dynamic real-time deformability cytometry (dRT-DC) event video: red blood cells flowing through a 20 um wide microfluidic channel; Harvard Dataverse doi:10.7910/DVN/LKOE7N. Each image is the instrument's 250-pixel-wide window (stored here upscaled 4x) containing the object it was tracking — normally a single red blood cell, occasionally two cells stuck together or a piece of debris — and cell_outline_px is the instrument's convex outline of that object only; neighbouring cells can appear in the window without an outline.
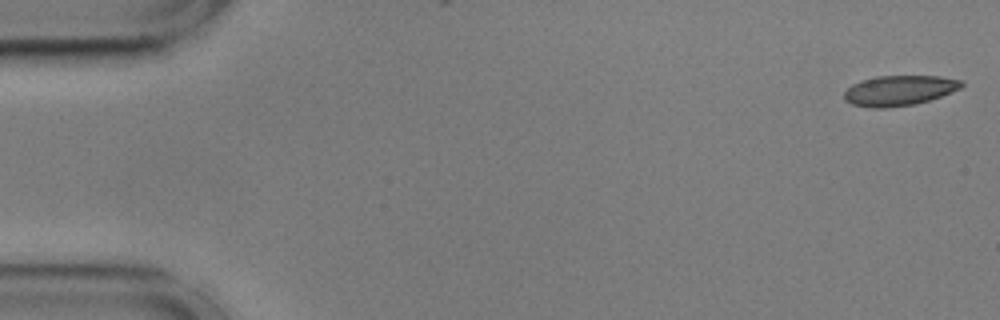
{"species": "common noctule bat (a hibernating species)", "species_latin": "Nyctalus noctula", "temperature_condition": "cold", "stored_images_in_passage": 6, "camera_frame_rate_fps": 3000, "um_per_image_px": 0.085, "animal": {"sex": "male", "body_mass_g": 17.9, "forearm_length_mm": 54.2}, "frame": {"image": 1, "passage_image": 1, "time_ms": 0.0, "image_size_px": [1000, 320], "cell_outline_px": [[964, 84], [960, 88], [952, 92], [916, 104], [884, 108], [872, 108], [852, 104], [844, 100], [844, 92], [852, 84], [860, 80], [876, 76], [940, 76], [964, 80]], "centroid_in_image_um": [76.43, 7.68], "position_along_channel_um": 8.6, "area_um2": 20.75}}